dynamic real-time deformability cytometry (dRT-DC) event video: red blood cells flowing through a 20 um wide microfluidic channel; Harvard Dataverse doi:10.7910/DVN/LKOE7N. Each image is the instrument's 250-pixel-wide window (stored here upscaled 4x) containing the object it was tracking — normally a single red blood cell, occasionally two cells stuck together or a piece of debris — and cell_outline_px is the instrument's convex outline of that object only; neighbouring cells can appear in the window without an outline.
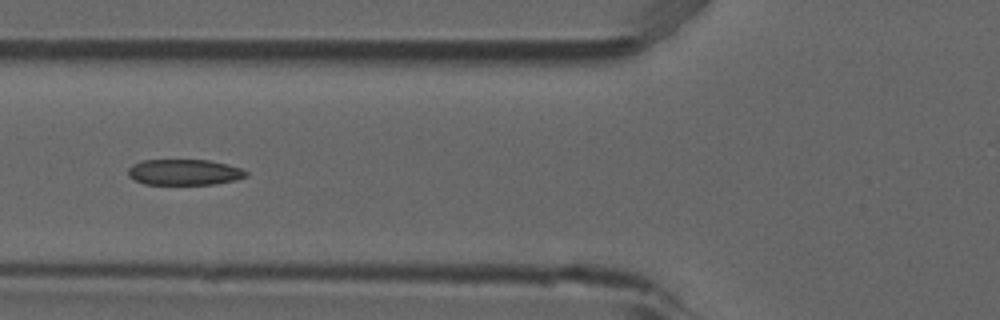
{"species": "common noctule bat (a hibernating species)", "species_latin": "Nyctalus noctula", "temperature_condition": "room temperature", "stored_images_in_passage": 6, "camera_frame_rate_fps": 3000, "um_per_image_px": 0.085, "animal": {"sex": "male", "forearm_length_mm": 52.5}, "frame": {"image": 1, "passage_image": 6, "time_ms": 1.667, "image_size_px": [1000, 320], "cell_outline_px": [[248, 176], [236, 180], [216, 184], [144, 184], [128, 176], [128, 168], [132, 164], [140, 160], [208, 160], [228, 164], [240, 168], [248, 172]], "centroid_in_image_um": [15.67, 14.63], "position_along_channel_um": 110.1, "area_um2": 17.86}}